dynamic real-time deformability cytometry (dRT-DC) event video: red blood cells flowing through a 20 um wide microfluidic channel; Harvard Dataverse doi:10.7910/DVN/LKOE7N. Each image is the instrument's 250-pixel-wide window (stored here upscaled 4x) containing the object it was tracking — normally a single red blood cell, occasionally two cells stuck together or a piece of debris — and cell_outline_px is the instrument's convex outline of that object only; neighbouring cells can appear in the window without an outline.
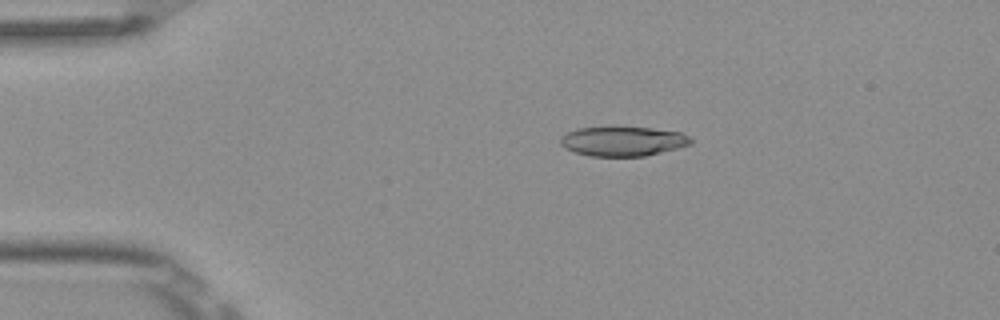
{"species": "Egyptian fruit bat (a non-hibernating species)", "species_latin": "Rousettus aegyptiacus", "temperature_condition": "room temperature", "stored_images_in_passage": 6, "camera_frame_rate_fps": 3000, "um_per_image_px": 0.085, "frame": {"image": 1, "passage_image": 3, "time_ms": 0.667, "image_size_px": [1000, 320], "cell_outline_px": [[692, 144], [644, 156], [588, 156], [576, 152], [560, 144], [560, 140], [568, 132], [580, 128], [616, 124], [652, 128], [680, 132], [688, 136], [692, 140]], "centroid_in_image_um": [52.95, 11.96], "position_along_channel_um": 32.1, "area_um2": 22.89}}
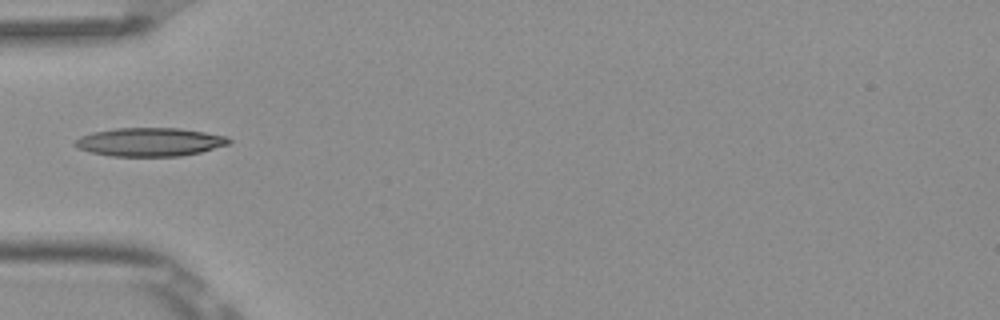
{"frame": {"image": 2, "passage_image": 5, "time_ms": 1.333, "image_size_px": [1000, 320], "cell_outline_px": [[232, 140], [228, 144], [200, 152], [180, 156], [112, 156], [92, 152], [80, 148], [72, 144], [80, 136], [92, 132], [116, 128], [180, 128], [228, 136]], "centroid_in_image_um": [12.74, 12.06], "position_along_channel_um": 72.3, "area_um2": 25.43}}
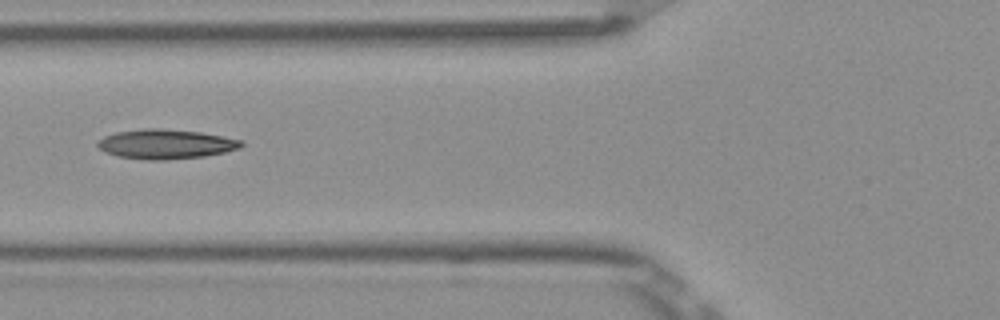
{"frame": {"image": 3, "passage_image": 6, "time_ms": 1.667, "image_size_px": [1000, 320], "cell_outline_px": [[244, 144], [240, 148], [224, 152], [204, 156], [164, 160], [148, 160], [116, 156], [104, 152], [96, 144], [104, 136], [116, 132], [144, 128], [160, 128], [200, 132], [244, 140]], "centroid_in_image_um": [14.09, 12.24], "position_along_channel_um": 111.7, "area_um2": 24.8}}